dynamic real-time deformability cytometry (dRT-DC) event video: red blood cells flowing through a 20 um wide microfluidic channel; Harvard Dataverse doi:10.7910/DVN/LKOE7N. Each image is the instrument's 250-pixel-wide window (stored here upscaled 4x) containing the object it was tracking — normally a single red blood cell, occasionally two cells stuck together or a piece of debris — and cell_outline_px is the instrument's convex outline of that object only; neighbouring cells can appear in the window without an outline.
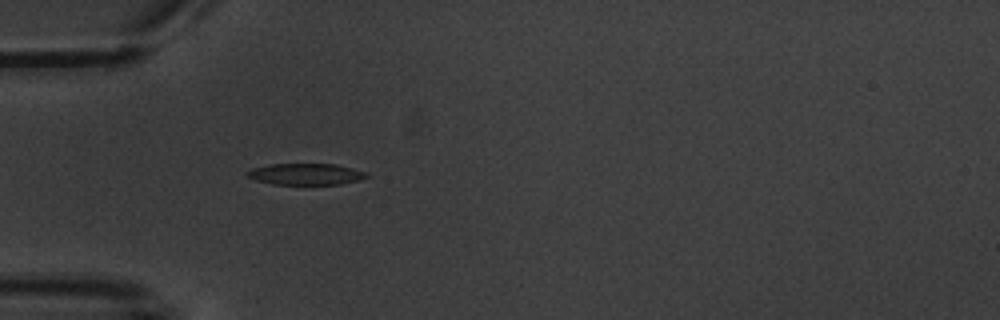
{"species": "common noctule bat (a hibernating species)", "species_latin": "Nyctalus noctula", "temperature_condition": "warm", "stored_images_in_passage": 2, "camera_frame_rate_fps": 3000, "um_per_image_px": 0.085, "animal": {"sex": "male", "body_mass_g": 20.1, "forearm_length_mm": 53.5}, "frame": {"image": 1, "passage_image": 2, "time_ms": 2.0, "image_size_px": [1000, 320], "cell_outline_px": [[368, 176], [360, 180], [340, 184], [272, 184], [256, 180], [244, 176], [244, 172], [252, 168], [268, 164], [336, 164], [352, 168], [364, 172]], "centroid_in_image_um": [25.91, 14.8], "position_along_channel_um": 59.1, "area_um2": 14.91}}